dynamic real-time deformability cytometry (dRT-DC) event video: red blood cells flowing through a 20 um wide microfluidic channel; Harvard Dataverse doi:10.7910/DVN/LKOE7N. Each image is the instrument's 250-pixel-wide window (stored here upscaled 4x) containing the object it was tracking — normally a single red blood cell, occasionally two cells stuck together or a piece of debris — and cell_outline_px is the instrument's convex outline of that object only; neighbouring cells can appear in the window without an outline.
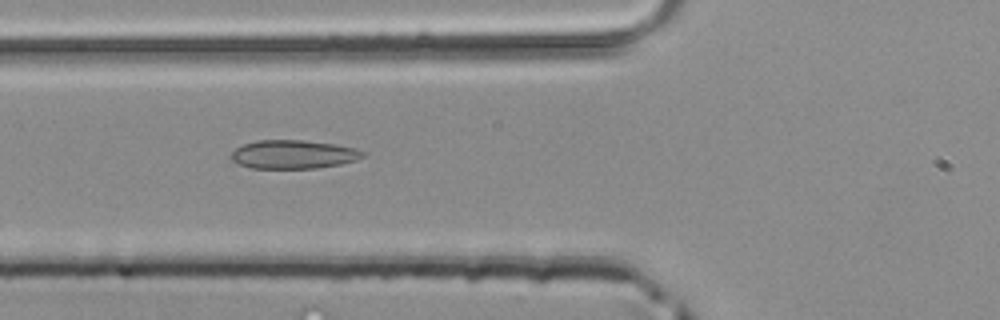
{"species": "common noctule bat (a hibernating species)", "species_latin": "Nyctalus noctula", "temperature_condition": "room temperature", "stored_images_in_passage": 37, "camera_frame_rate_fps": 3000, "um_per_image_px": 0.085, "animal": {"sex": "male", "body_mass_g": 20.4}, "frame": {"image": 1, "passage_image": 8, "time_ms": 2.333, "image_size_px": [1000, 320], "cell_outline_px": [[368, 152], [364, 156], [356, 160], [340, 164], [316, 168], [252, 168], [240, 164], [232, 160], [232, 152], [236, 148], [244, 144], [256, 140], [304, 140], [332, 144], [356, 148]], "centroid_in_image_um": [24.97, 13.12], "position_along_channel_um": 100.8, "area_um2": 21.85}}
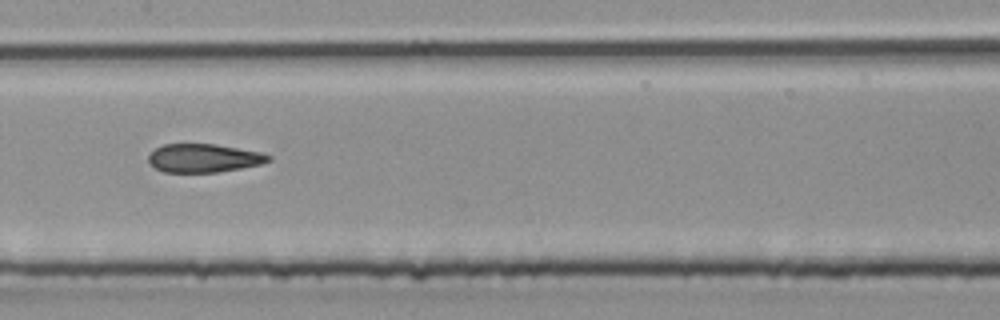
{"frame": {"image": 2, "passage_image": 14, "time_ms": 4.333, "image_size_px": [1000, 320], "cell_outline_px": [[272, 160], [260, 164], [240, 168], [216, 172], [164, 172], [156, 168], [148, 160], [148, 156], [156, 148], [164, 144], [216, 144], [264, 152], [272, 156]], "centroid_in_image_um": [17.37, 13.43], "position_along_channel_um": 190.0, "area_um2": 19.88}}
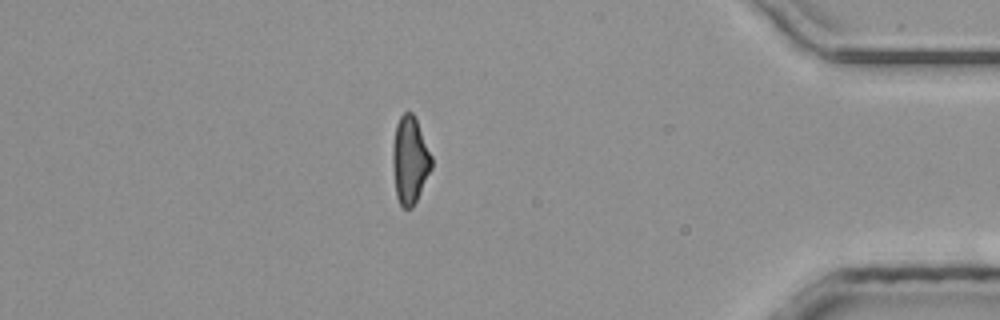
{"frame": {"image": 3, "passage_image": 31, "time_ms": 10.0, "image_size_px": [1000, 320], "cell_outline_px": [[432, 168], [412, 208], [404, 208], [400, 204], [396, 196], [392, 164], [392, 148], [396, 124], [400, 116], [404, 112], [412, 112], [416, 116], [432, 156]], "centroid_in_image_um": [34.84, 13.57], "position_along_channel_um": 400.4, "area_um2": 19.94}}